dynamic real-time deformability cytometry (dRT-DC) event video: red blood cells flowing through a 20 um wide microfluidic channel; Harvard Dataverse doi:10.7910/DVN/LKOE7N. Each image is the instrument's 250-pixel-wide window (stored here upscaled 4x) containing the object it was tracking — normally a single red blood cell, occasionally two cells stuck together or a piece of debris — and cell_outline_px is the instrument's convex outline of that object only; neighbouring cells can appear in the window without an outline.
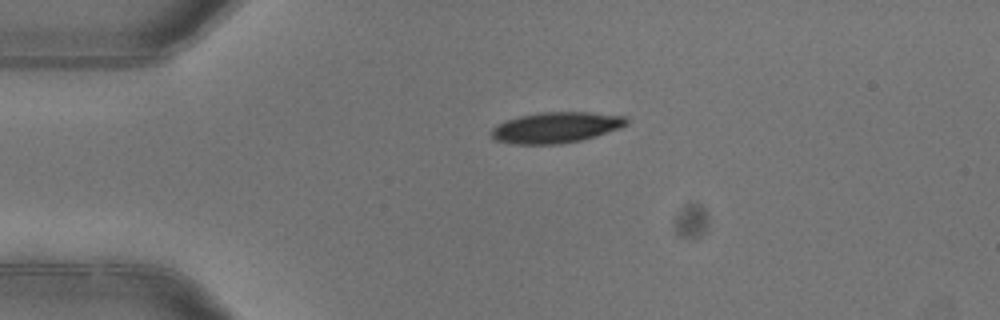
{"species": "common noctule bat (a hibernating species)", "species_latin": "Nyctalus noctula", "temperature_condition": "warm", "stored_images_in_passage": 3, "camera_frame_rate_fps": 3000, "um_per_image_px": 0.085, "animal": {"sex": "female"}, "frame": {"image": 1, "passage_image": 1, "time_ms": 0.0, "image_size_px": [1000, 320], "cell_outline_px": [[628, 124], [620, 128], [596, 136], [580, 140], [560, 144], [512, 144], [496, 140], [492, 136], [492, 128], [508, 120], [520, 116], [540, 112], [588, 112], [624, 116], [628, 120]], "centroid_in_image_um": [47.29, 10.84], "position_along_channel_um": 37.7, "area_um2": 24.04}}